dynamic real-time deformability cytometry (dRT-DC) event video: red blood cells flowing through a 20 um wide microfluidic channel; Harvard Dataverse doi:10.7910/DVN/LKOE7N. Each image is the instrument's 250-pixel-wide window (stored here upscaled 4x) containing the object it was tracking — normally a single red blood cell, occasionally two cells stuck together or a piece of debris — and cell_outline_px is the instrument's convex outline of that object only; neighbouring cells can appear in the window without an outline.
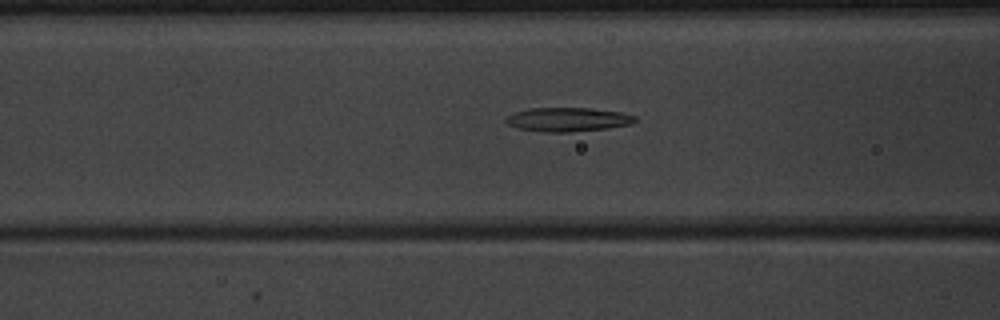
{"species": "common noctule bat (a hibernating species)", "species_latin": "Nyctalus noctula", "temperature_condition": "warm", "stored_images_in_passage": 27, "camera_frame_rate_fps": 3000, "um_per_image_px": 0.085, "animal": {"sex": "male", "body_mass_g": 20.1, "forearm_length_mm": 53.5}, "frame": {"image": 1, "passage_image": 5, "time_ms": 1.333, "image_size_px": [1000, 320], "cell_outline_px": [[636, 120], [632, 124], [608, 128], [568, 132], [544, 132], [516, 128], [508, 124], [504, 120], [512, 112], [528, 108], [592, 108], [620, 112], [636, 116]], "centroid_in_image_um": [48.24, 10.15], "position_along_channel_um": 118.4, "area_um2": 18.15}}
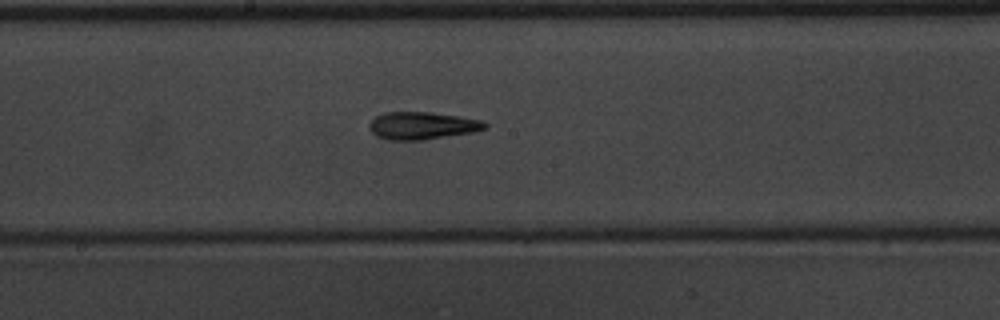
{"frame": {"image": 2, "passage_image": 12, "time_ms": 3.667, "image_size_px": [1000, 320], "cell_outline_px": [[488, 128], [476, 132], [424, 140], [388, 140], [376, 136], [368, 128], [368, 124], [376, 116], [384, 112], [432, 112], [484, 120], [488, 124]], "centroid_in_image_um": [35.92, 10.68], "position_along_channel_um": 212.3, "area_um2": 18.9}}
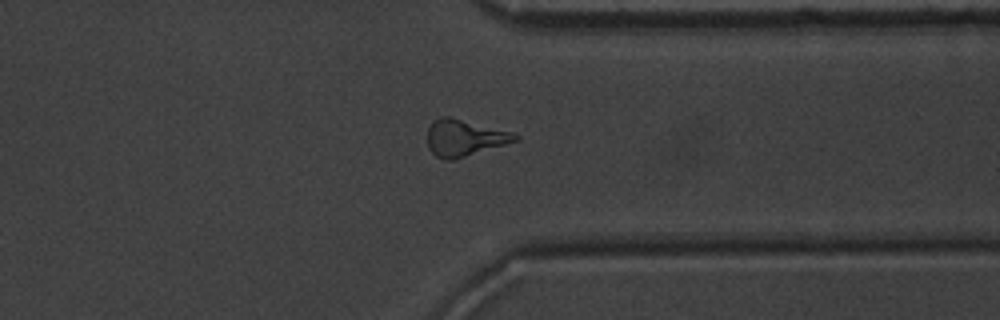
{"frame": {"image": 3, "passage_image": 24, "time_ms": 7.667, "image_size_px": [1000, 320], "cell_outline_px": [[520, 140], [452, 160], [444, 160], [436, 156], [428, 148], [428, 128], [432, 120], [440, 116], [452, 116], [512, 132], [520, 136]], "centroid_in_image_um": [39.47, 11.69], "position_along_channel_um": 371.9, "area_um2": 18.9}, "authors_computed_cell_mechanics": {"area_um2": 17.2822, "velocity_mm_per_s": 4.0156, "shape_relaxation_time_tau1_ms": 3.5421, "shape_relaxation_time_tau2_ms": 3.6939, "deformation_change_tau1": 0.1737, "deformation_change_tau2": 0.1695}}